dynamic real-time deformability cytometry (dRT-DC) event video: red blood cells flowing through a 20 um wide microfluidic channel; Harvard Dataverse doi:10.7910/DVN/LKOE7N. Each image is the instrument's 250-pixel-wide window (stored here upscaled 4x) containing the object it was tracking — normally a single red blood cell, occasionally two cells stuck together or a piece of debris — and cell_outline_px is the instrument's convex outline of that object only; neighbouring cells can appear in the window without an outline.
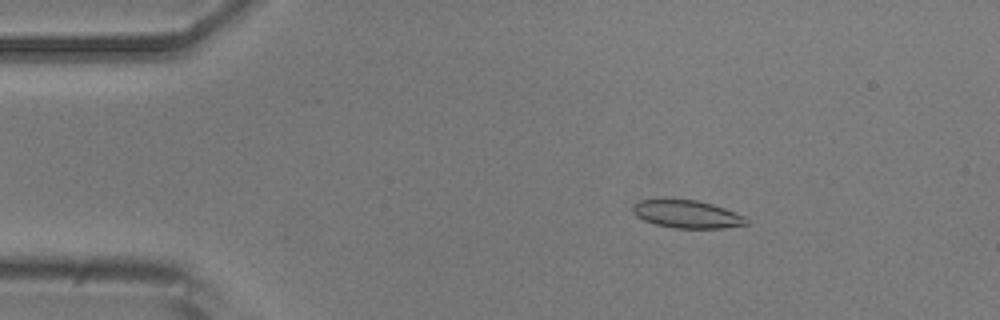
{"species": "common noctule bat (a hibernating species)", "species_latin": "Nyctalus noctula", "temperature_condition": "room temperature", "stored_images_in_passage": 5, "camera_frame_rate_fps": 3000, "um_per_image_px": 0.085, "animal": {"sex": "male", "body_mass_g": 20.5, "forearm_length_mm": 52.5}, "frame": {"image": 1, "passage_image": 3, "time_ms": 2.333, "image_size_px": [1000, 320], "cell_outline_px": [[752, 224], [724, 228], [676, 228], [656, 224], [644, 220], [636, 216], [632, 212], [632, 208], [640, 200], [696, 200], [712, 204], [724, 208], [744, 216]], "centroid_in_image_um": [58.45, 18.22], "position_along_channel_um": 26.6, "area_um2": 18.21}}
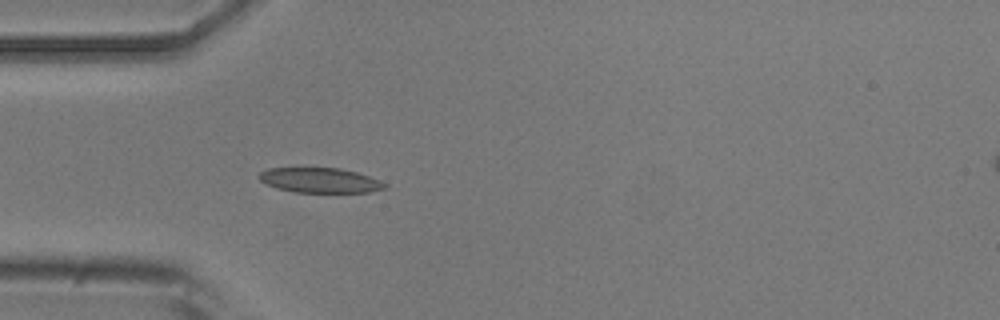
{"frame": {"image": 2, "passage_image": 5, "time_ms": 4.667, "image_size_px": [1000, 320], "cell_outline_px": [[388, 188], [368, 192], [292, 192], [276, 188], [260, 180], [256, 176], [260, 172], [268, 168], [340, 168], [356, 172], [380, 180], [388, 184]], "centroid_in_image_um": [27.2, 15.32], "position_along_channel_um": 57.8, "area_um2": 18.32}}